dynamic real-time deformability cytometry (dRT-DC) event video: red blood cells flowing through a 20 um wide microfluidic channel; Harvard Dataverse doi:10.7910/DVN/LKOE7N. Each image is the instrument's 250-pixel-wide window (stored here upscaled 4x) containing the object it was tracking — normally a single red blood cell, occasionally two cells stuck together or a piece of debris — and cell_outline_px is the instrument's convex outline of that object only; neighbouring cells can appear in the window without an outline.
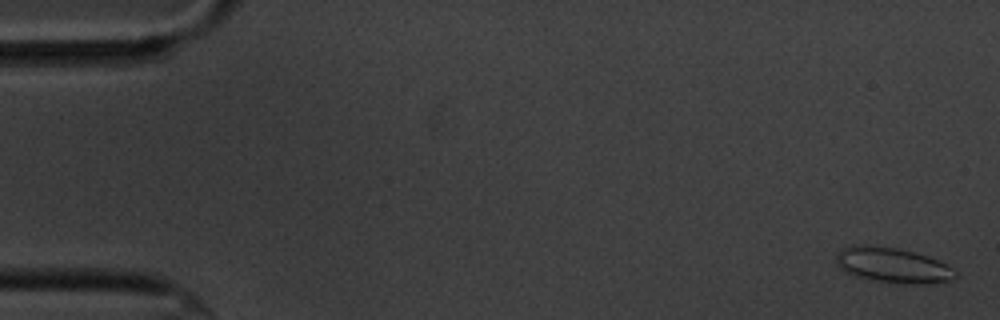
{"species": "common noctule bat (a hibernating species)", "species_latin": "Nyctalus noctula", "temperature_condition": "cold", "stored_images_in_passage": 58, "camera_frame_rate_fps": 3000, "um_per_image_px": 0.085, "animal": {"sex": "male", "body_mass_g": 20.1, "forearm_length_mm": 53.5}, "frame": {"image": 1, "passage_image": 2, "time_ms": 0.333, "image_size_px": [1000, 320], "cell_outline_px": [[956, 276], [952, 280], [928, 284], [916, 284], [880, 280], [856, 276], [840, 268], [836, 264], [836, 256], [840, 248], [852, 244], [868, 244], [896, 248], [912, 252], [936, 260], [952, 268], [956, 272]], "centroid_in_image_um": [75.83, 22.52], "position_along_channel_um": 9.2, "area_um2": 24.04}}
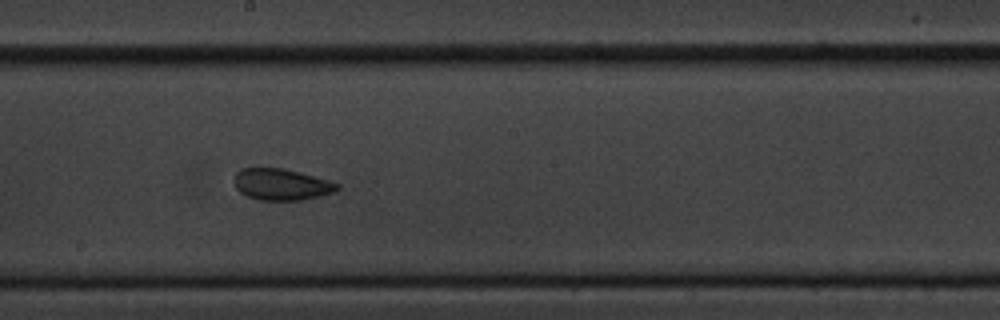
{"frame": {"image": 2, "passage_image": 32, "time_ms": 10.333, "image_size_px": [1000, 320], "cell_outline_px": [[340, 188], [336, 192], [320, 196], [300, 200], [260, 200], [248, 196], [240, 192], [236, 188], [232, 180], [236, 172], [240, 168], [284, 168], [300, 172], [328, 180], [340, 184]], "centroid_in_image_um": [23.91, 15.67], "position_along_channel_um": 224.3, "area_um2": 19.07}}
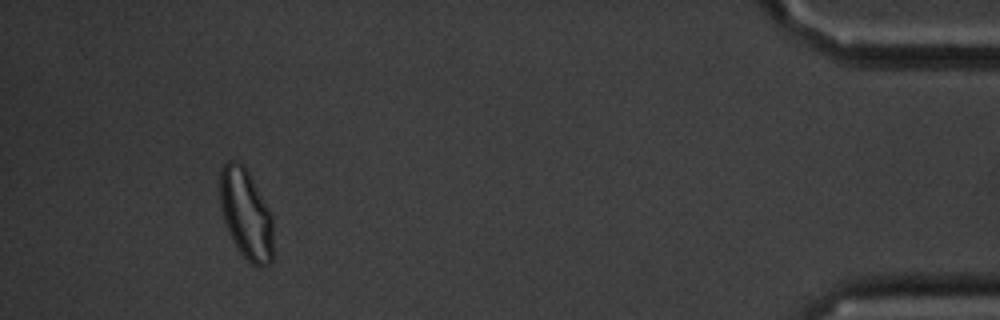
{"frame": {"image": 3, "passage_image": 54, "time_ms": 17.667, "image_size_px": [1000, 320], "cell_outline_px": [[272, 264], [260, 268], [252, 264], [240, 252], [228, 232], [224, 220], [220, 204], [220, 172], [224, 164], [228, 160], [232, 160], [244, 164], [272, 216]], "centroid_in_image_um": [20.91, 18.21], "position_along_channel_um": 414.3, "area_um2": 27.8}, "authors_computed_cell_mechanics": {"area_um2": 20.6635, "velocity_mm_per_s": 3.4703, "shape_relaxation_time_tau1_ms": null, "shape_relaxation_time_tau2_ms": 1.6726, "deformation_change_tau1": null, "deformation_change_tau2": 0.0651}}